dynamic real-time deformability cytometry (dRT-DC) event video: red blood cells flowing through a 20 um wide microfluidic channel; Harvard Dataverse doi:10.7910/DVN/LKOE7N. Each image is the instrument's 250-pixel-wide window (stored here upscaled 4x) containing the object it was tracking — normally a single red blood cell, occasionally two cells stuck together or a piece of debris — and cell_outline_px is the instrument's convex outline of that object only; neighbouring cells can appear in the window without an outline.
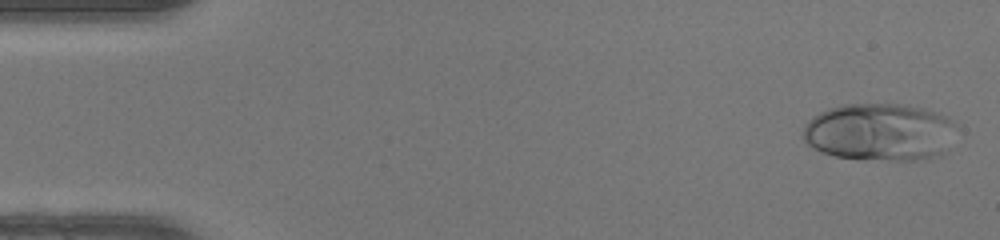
{"species": "human", "species_latin": "Homo sapiens", "temperature_condition": "warm", "stored_images_in_passage": 48, "camera_frame_rate_fps": 3000, "um_per_image_px": 0.085, "donor": {"sex": "female"}, "frame": {"image": 1, "passage_image": 2, "time_ms": 0.333, "image_size_px": [1000, 240], "cell_outline_px": [[956, 124], [940, 156], [916, 160], [896, 160], [836, 156], [824, 152], [808, 144], [804, 140], [804, 124], [812, 116], [828, 108], [844, 104], [908, 104], [924, 108], [948, 116]], "centroid_in_image_um": [74.76, 11.19], "position_along_channel_um": 10.2, "area_um2": 50.92}}
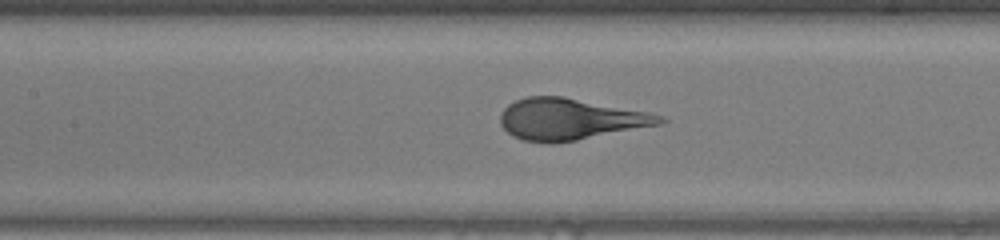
{"frame": {"image": 2, "passage_image": 22, "time_ms": 7.0, "image_size_px": [1000, 240], "cell_outline_px": [[668, 120], [660, 124], [576, 140], [548, 144], [524, 140], [512, 136], [500, 124], [500, 112], [508, 104], [516, 100], [528, 96], [564, 96], [652, 112], [664, 116]], "centroid_in_image_um": [48.47, 10.11], "position_along_channel_um": 158.9, "area_um2": 38.73}}
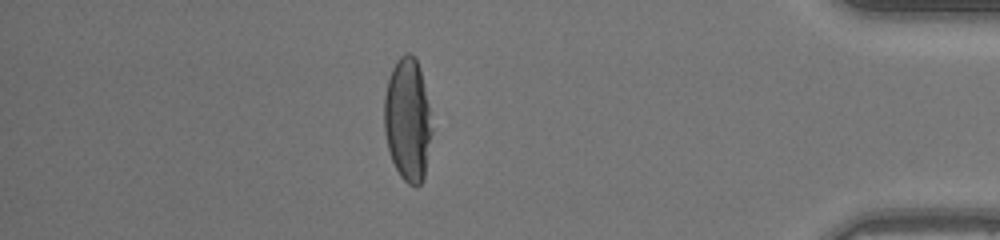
{"frame": {"image": 3, "passage_image": 42, "time_ms": 13.667, "image_size_px": [1000, 240], "cell_outline_px": [[432, 132], [424, 176], [420, 184], [416, 188], [408, 184], [400, 176], [392, 160], [388, 148], [384, 132], [384, 96], [388, 80], [392, 68], [396, 60], [404, 52], [408, 52], [416, 56], [420, 68], [428, 104], [432, 128]], "centroid_in_image_um": [34.64, 10.16], "position_along_channel_um": 400.6, "area_um2": 34.33}}